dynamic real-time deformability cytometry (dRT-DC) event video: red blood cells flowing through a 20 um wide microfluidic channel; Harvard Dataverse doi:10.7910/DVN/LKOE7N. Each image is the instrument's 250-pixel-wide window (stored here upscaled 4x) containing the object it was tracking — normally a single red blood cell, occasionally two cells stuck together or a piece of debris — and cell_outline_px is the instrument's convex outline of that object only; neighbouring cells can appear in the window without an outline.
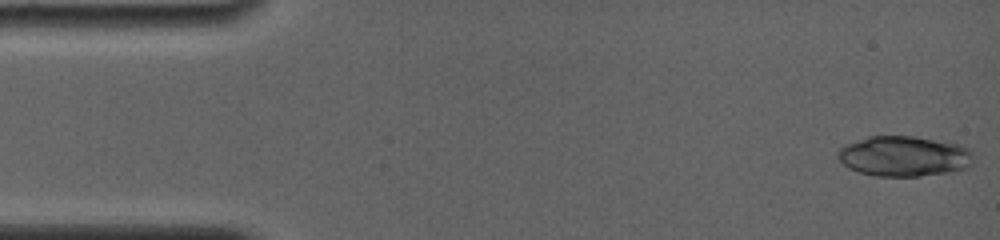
{"species": "common noctule bat (a hibernating species)", "species_latin": "Nyctalus noctula", "temperature_condition": "room temperature", "stored_images_in_passage": 16, "camera_frame_rate_fps": 4000, "um_per_image_px": 0.085, "animal": {"sex": "female", "body_mass_g": 19.0, "forearm_length_mm": 56.7}, "frame": {"image": 1, "passage_image": 1, "time_ms": 0.0, "image_size_px": [1000, 240], "cell_outline_px": [[972, 164], [968, 168], [952, 172], [920, 176], [876, 176], [860, 172], [848, 168], [836, 156], [836, 152], [844, 144], [868, 136], [912, 136], [952, 140], [968, 148], [972, 152]], "centroid_in_image_um": [76.88, 13.26], "position_along_channel_um": 8.1, "area_um2": 32.6}}
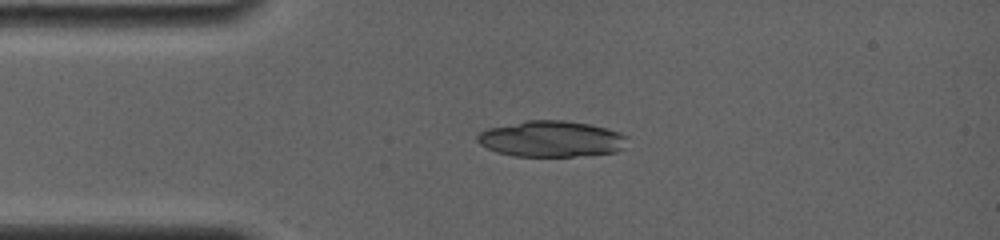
{"frame": {"image": 2, "passage_image": 14, "time_ms": 3.25, "image_size_px": [1000, 240], "cell_outline_px": [[628, 136], [624, 148], [616, 152], [572, 156], [512, 156], [496, 152], [480, 144], [476, 140], [476, 136], [480, 132], [488, 128], [524, 120], [564, 120], [588, 124], [604, 128]], "centroid_in_image_um": [46.82, 11.8], "position_along_channel_um": 38.2, "area_um2": 31.44}}